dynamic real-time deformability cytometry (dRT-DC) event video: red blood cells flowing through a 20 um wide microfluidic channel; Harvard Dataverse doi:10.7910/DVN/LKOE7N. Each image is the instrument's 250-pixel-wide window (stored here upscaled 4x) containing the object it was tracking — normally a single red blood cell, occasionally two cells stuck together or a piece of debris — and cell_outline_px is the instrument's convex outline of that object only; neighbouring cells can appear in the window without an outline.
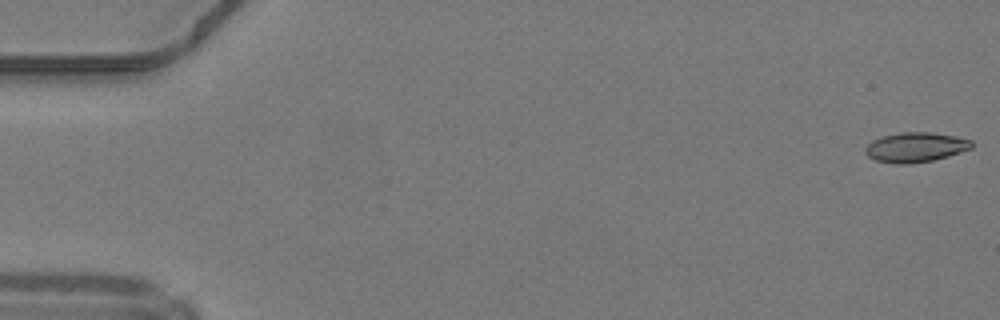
{"species": "common noctule bat (a hibernating species)", "species_latin": "Nyctalus noctula", "temperature_condition": "warm", "stored_images_in_passage": 49, "camera_frame_rate_fps": 3000, "um_per_image_px": 0.085, "animal": {"sex": "male", "body_mass_g": 19.2, "forearm_length_mm": 51.8}, "frame": {"image": 1, "passage_image": 1, "time_ms": 0.0, "image_size_px": [1000, 320], "cell_outline_px": [[972, 148], [948, 156], [932, 160], [912, 164], [896, 164], [876, 160], [868, 156], [864, 152], [864, 148], [872, 140], [884, 136], [900, 132], [928, 132], [956, 136], [972, 140]], "centroid_in_image_um": [77.81, 12.52], "position_along_channel_um": 7.2, "area_um2": 18.44}}
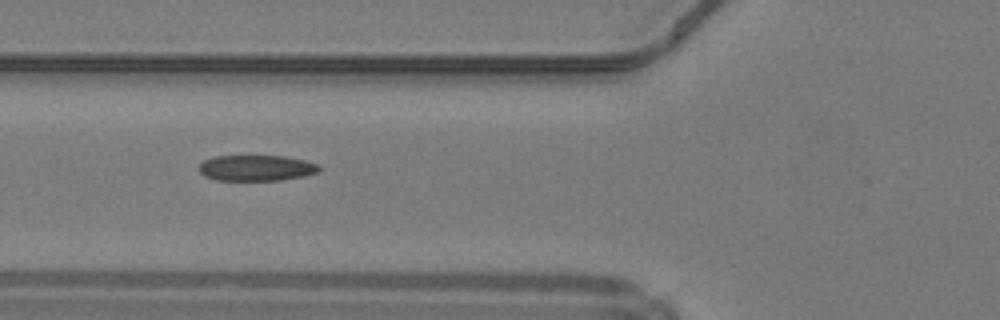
{"frame": {"image": 2, "passage_image": 19, "time_ms": 6.0, "image_size_px": [1000, 320], "cell_outline_px": [[320, 172], [304, 176], [280, 180], [216, 180], [204, 176], [196, 168], [204, 160], [216, 156], [284, 156], [304, 160], [320, 164]], "centroid_in_image_um": [21.79, 14.28], "position_along_channel_um": 104.0, "area_um2": 18.21}}
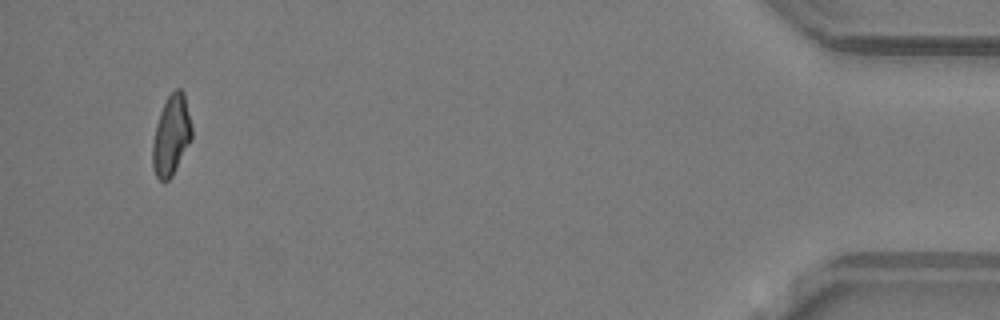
{"frame": {"image": 3, "passage_image": 47, "time_ms": 15.333, "image_size_px": [1000, 320], "cell_outline_px": [[192, 140], [172, 176], [168, 180], [160, 180], [156, 176], [152, 168], [152, 144], [156, 124], [160, 112], [168, 96], [176, 88], [180, 88], [184, 92], [192, 128]], "centroid_in_image_um": [14.56, 11.52], "position_along_channel_um": 420.6, "area_um2": 18.38}, "authors_computed_cell_mechanics": {"area_um2": 18.6694, "velocity_mm_per_s": 4.2413, "shape_relaxation_time_tau1_ms": null, "shape_relaxation_time_tau2_ms": 2.6946, "deformation_change_tau1": null, "deformation_change_tau2": 0.0918}}